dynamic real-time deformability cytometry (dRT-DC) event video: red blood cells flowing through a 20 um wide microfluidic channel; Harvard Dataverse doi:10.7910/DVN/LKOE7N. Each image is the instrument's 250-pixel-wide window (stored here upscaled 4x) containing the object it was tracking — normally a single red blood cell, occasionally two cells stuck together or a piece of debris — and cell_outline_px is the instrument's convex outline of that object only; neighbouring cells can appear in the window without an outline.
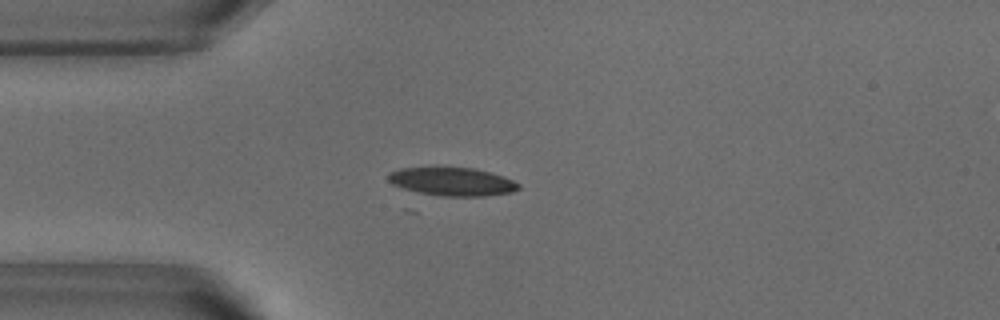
{"species": "common noctule bat (a hibernating species)", "species_latin": "Nyctalus noctula", "temperature_condition": "warm", "stored_images_in_passage": 11, "camera_frame_rate_fps": 3000, "um_per_image_px": 0.085, "animal": {"sex": "male", "body_mass_g": 18.8}, "frame": {"image": 1, "passage_image": 5, "time_ms": 1.333, "image_size_px": [1000, 320], "cell_outline_px": [[520, 188], [512, 192], [484, 196], [440, 196], [420, 192], [404, 188], [392, 184], [388, 180], [388, 176], [392, 172], [400, 168], [472, 168], [504, 176], [520, 184]], "centroid_in_image_um": [38.47, 15.45], "position_along_channel_um": 46.5, "area_um2": 21.1}}